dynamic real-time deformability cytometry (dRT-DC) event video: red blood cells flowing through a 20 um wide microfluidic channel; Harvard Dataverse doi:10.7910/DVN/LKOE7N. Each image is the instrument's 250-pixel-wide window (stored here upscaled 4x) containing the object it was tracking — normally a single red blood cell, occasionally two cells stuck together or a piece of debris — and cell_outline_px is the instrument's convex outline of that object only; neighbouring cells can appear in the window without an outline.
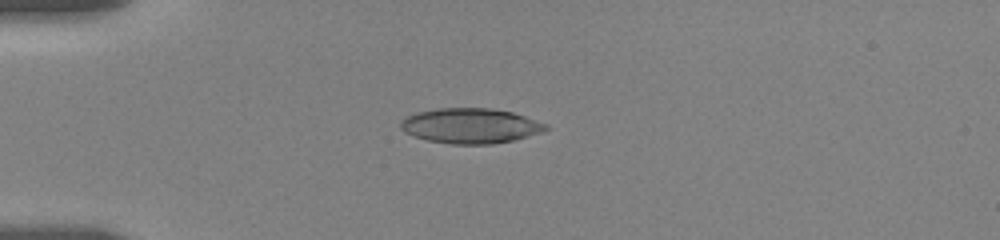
{"species": "human", "species_latin": "Homo sapiens", "temperature_condition": "room temperature", "stored_images_in_passage": 7, "camera_frame_rate_fps": 3000, "um_per_image_px": 0.085, "donor": {"sex": "female"}, "frame": {"image": 1, "passage_image": 5, "time_ms": 4.333, "image_size_px": [1000, 240], "cell_outline_px": [[548, 128], [544, 132], [512, 140], [492, 144], [452, 144], [428, 140], [404, 132], [400, 128], [400, 120], [404, 116], [416, 112], [436, 108], [488, 108], [512, 112], [548, 124]], "centroid_in_image_um": [39.97, 10.68], "position_along_channel_um": 45.0, "area_um2": 29.77}}
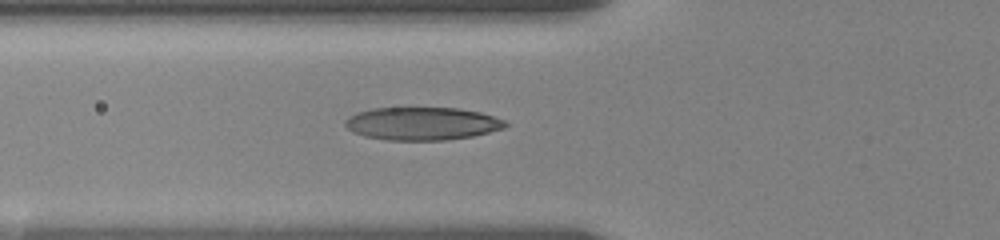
{"frame": {"image": 2, "passage_image": 7, "time_ms": 6.333, "image_size_px": [1000, 240], "cell_outline_px": [[508, 124], [504, 128], [472, 136], [444, 140], [384, 140], [364, 136], [352, 132], [344, 124], [344, 120], [348, 116], [356, 112], [372, 108], [404, 104], [460, 108], [480, 112], [504, 120]], "centroid_in_image_um": [35.8, 10.45], "position_along_channel_um": 90.0, "area_um2": 32.08}}